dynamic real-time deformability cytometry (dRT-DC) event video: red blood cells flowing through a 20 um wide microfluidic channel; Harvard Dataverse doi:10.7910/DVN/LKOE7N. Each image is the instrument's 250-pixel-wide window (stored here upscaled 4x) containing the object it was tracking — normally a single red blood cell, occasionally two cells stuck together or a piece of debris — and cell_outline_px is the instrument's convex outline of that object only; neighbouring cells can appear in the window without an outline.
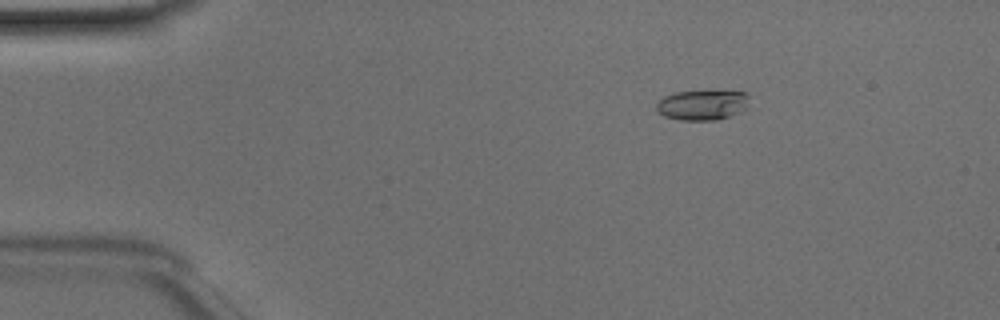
{"species": "Egyptian fruit bat (a non-hibernating species)", "species_latin": "Rousettus aegyptiacus", "temperature_condition": "room temperature", "stored_images_in_passage": 50, "camera_frame_rate_fps": 3000, "um_per_image_px": 0.085, "animal": {"sex": "male"}, "frame": {"image": 1, "passage_image": 8, "time_ms": 2.333, "image_size_px": [1000, 320], "cell_outline_px": [[748, 96], [744, 108], [740, 112], [716, 120], [680, 120], [664, 116], [656, 108], [656, 104], [664, 96], [676, 92], [712, 88], [716, 88], [748, 92]], "centroid_in_image_um": [59.72, 8.86], "position_along_channel_um": 25.3, "area_um2": 16.88}}
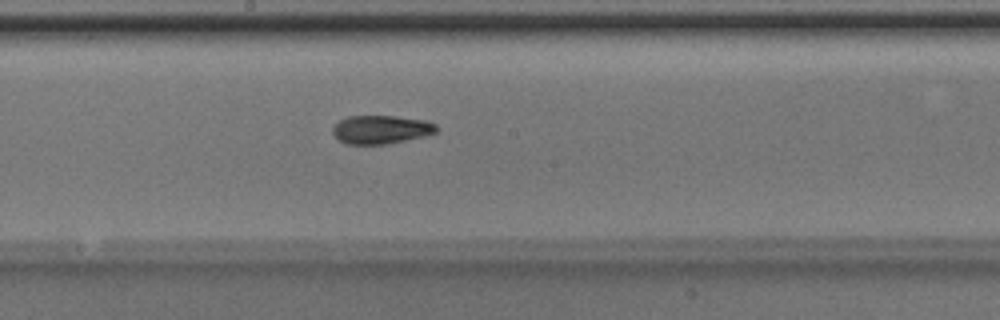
{"frame": {"image": 2, "passage_image": 27, "time_ms": 8.667, "image_size_px": [1000, 320], "cell_outline_px": [[440, 128], [436, 132], [424, 136], [384, 144], [344, 144], [332, 132], [332, 124], [348, 116], [396, 116], [424, 120], [436, 124]], "centroid_in_image_um": [32.37, 11.0], "position_along_channel_um": 215.8, "area_um2": 17.22}}
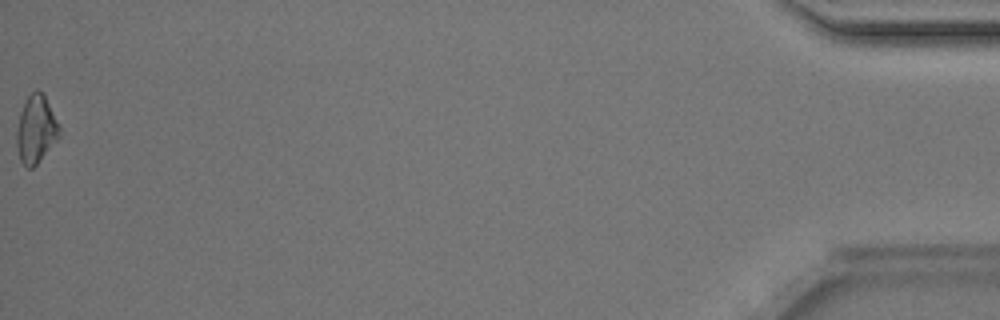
{"frame": {"image": 3, "passage_image": 50, "time_ms": 16.333, "image_size_px": [1000, 320], "cell_outline_px": [[60, 136], [36, 164], [32, 168], [28, 168], [20, 160], [16, 144], [16, 132], [20, 112], [28, 96], [36, 88], [44, 92], [60, 128]], "centroid_in_image_um": [3.06, 10.96], "position_along_channel_um": 432.1, "area_um2": 16.76}, "authors_computed_cell_mechanics": {"area_um2": 16.8776, "velocity_mm_per_s": 4.1174, "shape_relaxation_time_tau1_ms": 5.6475, "shape_relaxation_time_tau2_ms": 0.4717, "deformation_change_tau1": 0.152, "deformation_change_tau2": 0.0448}}